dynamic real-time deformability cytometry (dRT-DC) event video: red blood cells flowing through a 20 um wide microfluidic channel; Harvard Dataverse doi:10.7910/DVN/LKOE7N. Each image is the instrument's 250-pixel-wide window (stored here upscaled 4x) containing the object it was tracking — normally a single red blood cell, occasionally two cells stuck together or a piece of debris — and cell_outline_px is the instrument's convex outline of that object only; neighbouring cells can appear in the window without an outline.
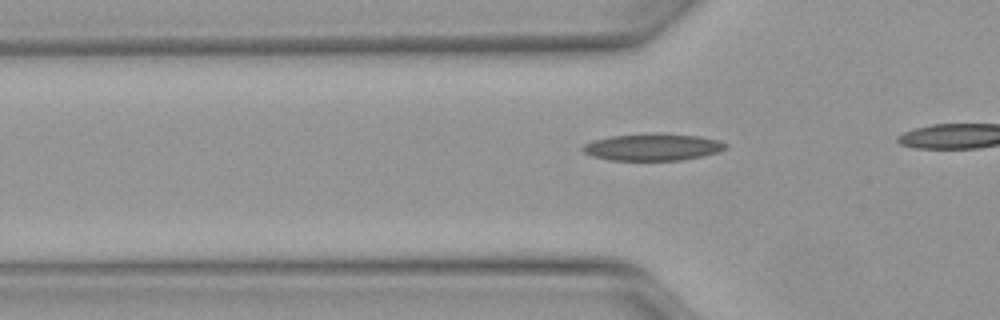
{"species": "Egyptian fruit bat (a non-hibernating species)", "species_latin": "Rousettus aegyptiacus", "temperature_condition": "warm", "stored_images_in_passage": 10, "camera_frame_rate_fps": 3000, "um_per_image_px": 0.085, "animal": {"sex": "female"}, "frame": {"image": 1, "passage_image": 2, "time_ms": 0.333, "image_size_px": [1000, 320], "cell_outline_px": [[728, 148], [716, 152], [700, 156], [680, 160], [608, 160], [592, 156], [584, 152], [580, 148], [584, 144], [592, 140], [612, 136], [656, 132], [700, 136], [720, 140], [728, 144]], "centroid_in_image_um": [55.47, 12.48], "position_along_channel_um": 70.3, "area_um2": 22.66}}
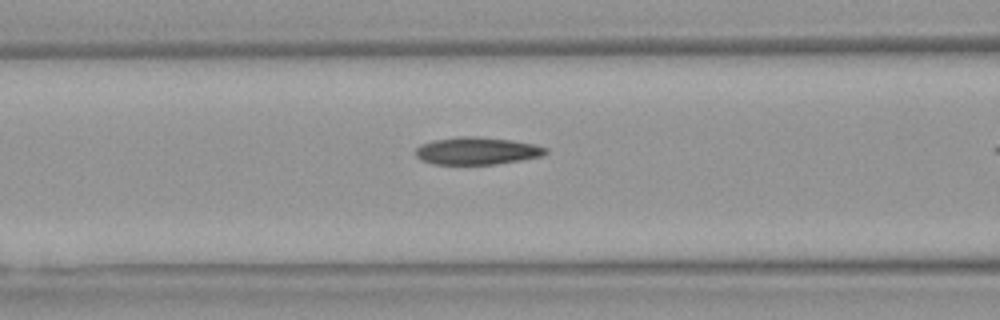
{"frame": {"image": 2, "passage_image": 6, "time_ms": 1.667, "image_size_px": [1000, 320], "cell_outline_px": [[548, 152], [540, 156], [520, 160], [496, 164], [432, 164], [420, 160], [416, 156], [416, 148], [420, 144], [432, 140], [460, 136], [476, 136], [512, 140], [536, 144], [548, 148]], "centroid_in_image_um": [40.52, 12.81], "position_along_channel_um": 126.1, "area_um2": 20.92}}